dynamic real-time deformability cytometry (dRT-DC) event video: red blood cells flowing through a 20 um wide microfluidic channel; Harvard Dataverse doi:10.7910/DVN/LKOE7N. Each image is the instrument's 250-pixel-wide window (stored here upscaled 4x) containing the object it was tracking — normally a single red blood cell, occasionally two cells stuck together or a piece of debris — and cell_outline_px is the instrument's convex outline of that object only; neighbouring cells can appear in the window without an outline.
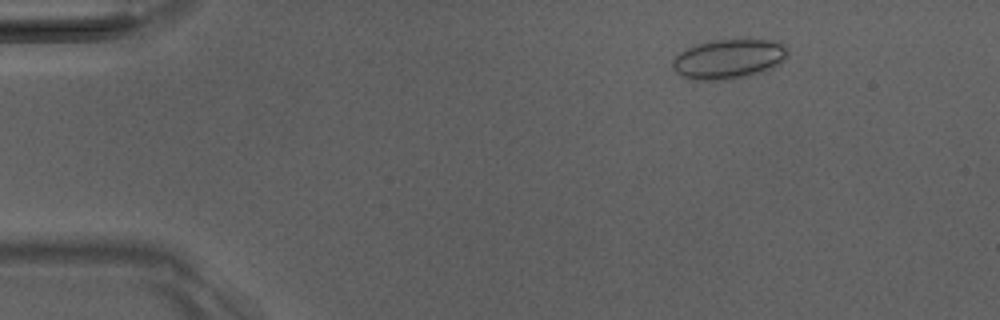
{"species": "Egyptian fruit bat (a non-hibernating species)", "species_latin": "Rousettus aegyptiacus", "temperature_condition": "room temperature", "stored_images_in_passage": 7, "camera_frame_rate_fps": 3000, "um_per_image_px": 0.085, "animal": {"sex": "male"}, "frame": {"image": 1, "passage_image": 2, "time_ms": 0.333, "image_size_px": [1000, 320], "cell_outline_px": [[780, 56], [776, 60], [760, 68], [744, 72], [724, 76], [692, 76], [684, 72], [680, 56], [684, 52], [708, 44], [772, 44], [780, 48]], "centroid_in_image_um": [61.87, 5.0], "position_along_channel_um": 23.1, "area_um2": 18.67}}